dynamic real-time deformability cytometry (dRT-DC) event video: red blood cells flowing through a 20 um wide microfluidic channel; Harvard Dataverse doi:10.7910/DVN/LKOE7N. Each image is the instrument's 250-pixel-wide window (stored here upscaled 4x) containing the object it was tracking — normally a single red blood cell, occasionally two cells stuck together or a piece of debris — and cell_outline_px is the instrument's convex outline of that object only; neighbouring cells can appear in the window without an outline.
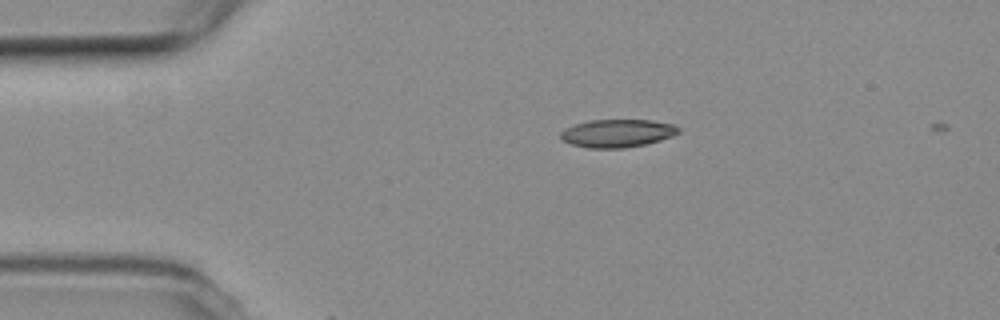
{"species": "common noctule bat (a hibernating species)", "species_latin": "Nyctalus noctula", "temperature_condition": "room temperature", "stored_images_in_passage": 3, "camera_frame_rate_fps": 3000, "um_per_image_px": 0.085, "animal": {"sex": "female", "body_mass_g": 19.3, "forearm_length_mm": 54.1}, "frame": {"image": 1, "passage_image": 1, "time_ms": 0.0, "image_size_px": [1000, 320], "cell_outline_px": [[680, 132], [672, 136], [660, 140], [644, 144], [624, 148], [588, 148], [572, 144], [564, 140], [560, 136], [560, 132], [564, 128], [576, 124], [592, 120], [652, 120], [676, 124], [680, 128]], "centroid_in_image_um": [52.51, 11.32], "position_along_channel_um": 32.5, "area_um2": 19.19}}